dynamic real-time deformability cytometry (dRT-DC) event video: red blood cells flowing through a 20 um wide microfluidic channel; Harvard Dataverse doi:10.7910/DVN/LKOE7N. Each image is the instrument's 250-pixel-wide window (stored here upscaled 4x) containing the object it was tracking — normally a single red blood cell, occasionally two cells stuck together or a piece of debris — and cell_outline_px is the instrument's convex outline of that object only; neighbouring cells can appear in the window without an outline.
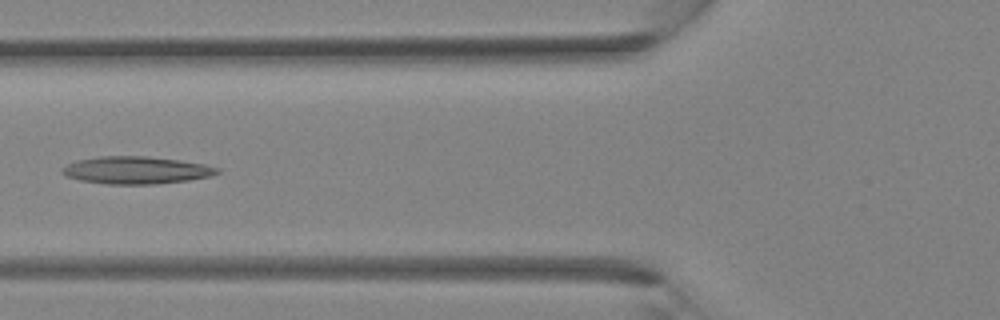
{"species": "Egyptian fruit bat (a non-hibernating species)", "species_latin": "Rousettus aegyptiacus", "temperature_condition": "room temperature", "stored_images_in_passage": 28, "camera_frame_rate_fps": 3000, "um_per_image_px": 0.085, "animal": {"sex": "female"}, "frame": {"image": 1, "passage_image": 8, "time_ms": 2.333, "image_size_px": [1000, 320], "cell_outline_px": [[220, 172], [212, 176], [188, 180], [156, 184], [108, 184], [80, 180], [68, 176], [60, 172], [60, 168], [76, 160], [100, 156], [148, 156], [180, 160], [204, 164], [220, 168]], "centroid_in_image_um": [11.59, 14.46], "position_along_channel_um": 114.2, "area_um2": 24.85}}
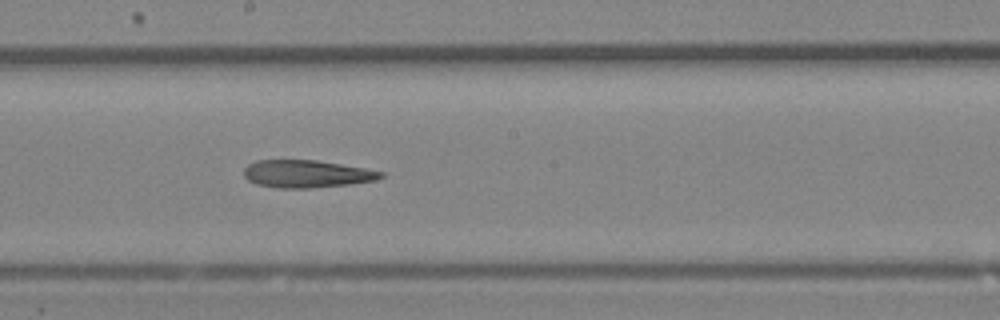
{"frame": {"image": 2, "passage_image": 14, "time_ms": 4.333, "image_size_px": [1000, 320], "cell_outline_px": [[384, 176], [376, 180], [348, 184], [308, 188], [280, 188], [256, 184], [248, 180], [244, 176], [244, 168], [248, 164], [256, 160], [316, 160], [364, 168], [384, 172]], "centroid_in_image_um": [26.04, 14.77], "position_along_channel_um": 222.2, "area_um2": 21.85}}
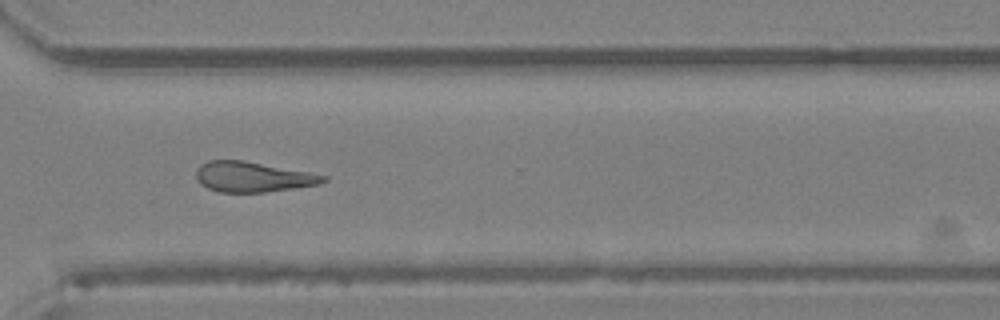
{"frame": {"image": 3, "passage_image": 21, "time_ms": 6.667, "image_size_px": [1000, 320], "cell_outline_px": [[328, 180], [320, 184], [264, 192], [220, 192], [208, 188], [200, 184], [196, 176], [196, 168], [200, 164], [208, 160], [244, 160], [308, 172], [328, 176]], "centroid_in_image_um": [21.46, 15.02], "position_along_channel_um": 349.1, "area_um2": 22.37}}